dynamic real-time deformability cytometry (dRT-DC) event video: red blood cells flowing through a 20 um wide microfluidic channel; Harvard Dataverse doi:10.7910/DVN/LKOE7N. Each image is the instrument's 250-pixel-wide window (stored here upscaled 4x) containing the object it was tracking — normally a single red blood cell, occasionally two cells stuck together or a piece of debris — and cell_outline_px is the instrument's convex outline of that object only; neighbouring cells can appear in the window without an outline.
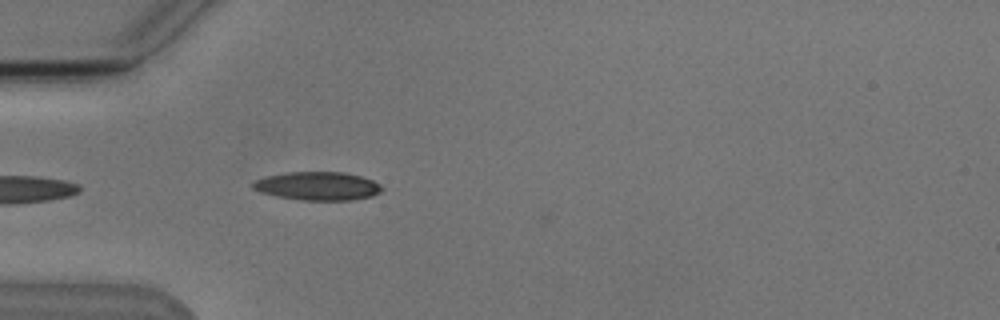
{"species": "Egyptian fruit bat (a non-hibernating species)", "species_latin": "Rousettus aegyptiacus", "temperature_condition": "cold", "stored_images_in_passage": 2, "camera_frame_rate_fps": 3000, "um_per_image_px": 0.085, "animal": {"sex": "male"}, "frame": {"image": 1, "passage_image": 2, "time_ms": 1.333, "image_size_px": [1000, 320], "cell_outline_px": [[384, 188], [380, 192], [372, 196], [352, 200], [300, 200], [276, 196], [260, 192], [252, 188], [252, 184], [256, 180], [268, 176], [288, 172], [344, 172], [360, 176], [372, 180], [380, 184]], "centroid_in_image_um": [27.02, 15.82], "position_along_channel_um": 58.0, "area_um2": 21.33}}